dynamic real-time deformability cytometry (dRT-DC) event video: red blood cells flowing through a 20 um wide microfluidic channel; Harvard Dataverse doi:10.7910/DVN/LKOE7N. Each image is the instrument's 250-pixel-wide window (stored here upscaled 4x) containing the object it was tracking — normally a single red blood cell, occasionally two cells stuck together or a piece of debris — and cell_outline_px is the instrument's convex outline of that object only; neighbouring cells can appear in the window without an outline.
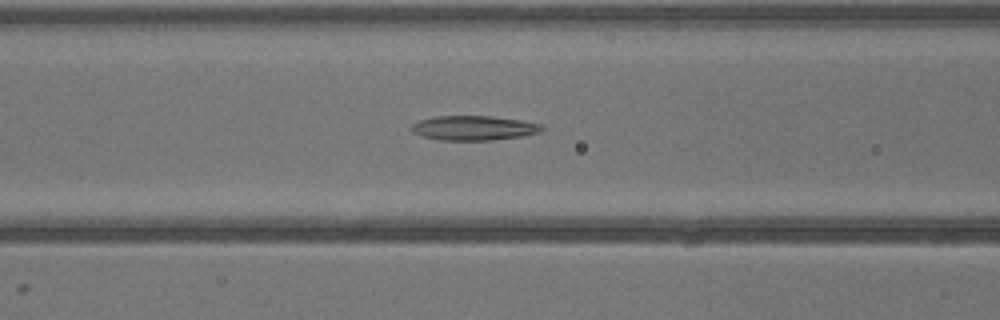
{"species": "common noctule bat (a hibernating species)", "species_latin": "Nyctalus noctula", "temperature_condition": "warm", "stored_images_in_passage": 40, "camera_frame_rate_fps": 3000, "um_per_image_px": 0.085, "animal": {"sex": "male", "body_mass_g": 13.3}, "frame": {"image": 1, "passage_image": 17, "time_ms": 5.333, "image_size_px": [1000, 320], "cell_outline_px": [[544, 128], [540, 132], [524, 136], [488, 140], [440, 140], [420, 136], [412, 132], [412, 124], [420, 120], [436, 116], [492, 116], [520, 120], [540, 124]], "centroid_in_image_um": [40.26, 10.88], "position_along_channel_um": 126.3, "area_um2": 18.61}}
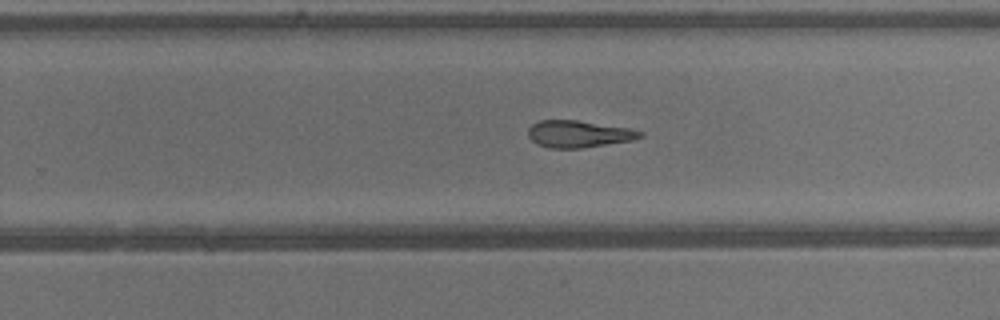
{"frame": {"image": 2, "passage_image": 26, "time_ms": 8.333, "image_size_px": [1000, 320], "cell_outline_px": [[644, 136], [632, 140], [580, 148], [548, 148], [536, 144], [528, 136], [528, 128], [532, 124], [540, 120], [576, 120], [628, 128], [644, 132]], "centroid_in_image_um": [49.15, 11.39], "position_along_channel_um": 280.6, "area_um2": 17.51}}
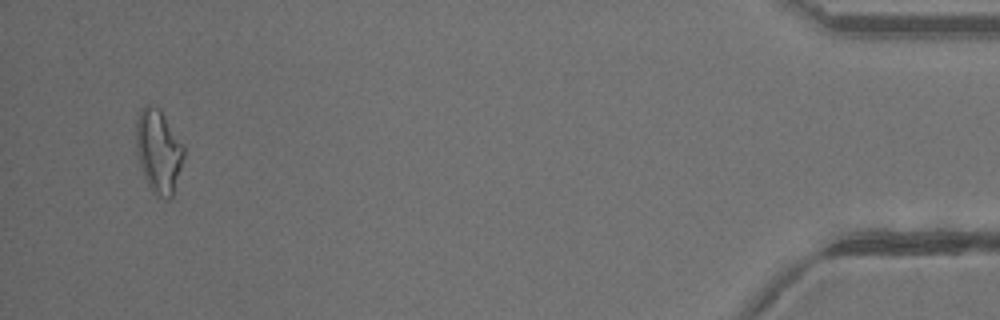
{"frame": {"image": 3, "passage_image": 39, "time_ms": 12.667, "image_size_px": [1000, 320], "cell_outline_px": [[184, 156], [172, 196], [168, 200], [152, 192], [144, 176], [136, 152], [136, 120], [140, 108], [144, 104], [148, 104], [160, 108], [184, 144]], "centroid_in_image_um": [13.47, 12.79], "position_along_channel_um": 421.7, "area_um2": 23.35}}